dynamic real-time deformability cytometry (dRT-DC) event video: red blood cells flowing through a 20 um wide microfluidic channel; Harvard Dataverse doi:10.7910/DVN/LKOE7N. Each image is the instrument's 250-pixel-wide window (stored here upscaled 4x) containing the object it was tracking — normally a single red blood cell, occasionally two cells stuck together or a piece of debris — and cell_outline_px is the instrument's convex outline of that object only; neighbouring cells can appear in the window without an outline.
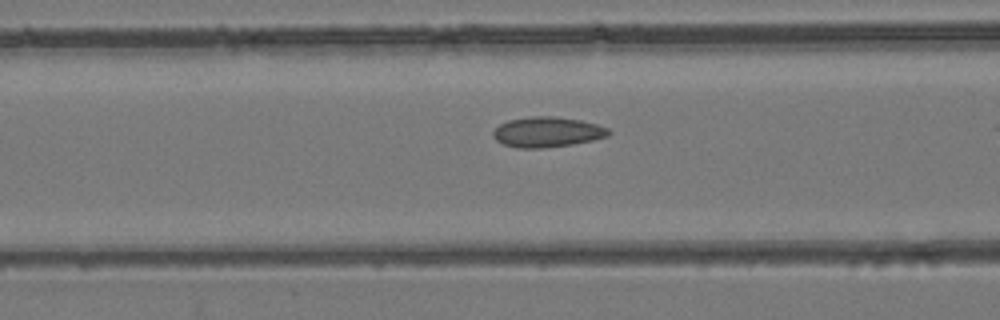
{"species": "common noctule bat (a hibernating species)", "species_latin": "Nyctalus noctula", "temperature_condition": "room temperature", "stored_images_in_passage": 31, "camera_frame_rate_fps": 3000, "um_per_image_px": 0.085, "animal": {"sex": "female", "body_mass_g": 24.6, "forearm_length_mm": 56.2}, "frame": {"image": 1, "passage_image": 13, "time_ms": 4.0, "image_size_px": [1000, 320], "cell_outline_px": [[612, 132], [608, 136], [592, 140], [572, 144], [540, 148], [516, 148], [504, 144], [496, 140], [492, 136], [492, 132], [500, 124], [508, 120], [532, 116], [552, 116], [580, 120], [596, 124], [608, 128]], "centroid_in_image_um": [46.5, 11.22], "position_along_channel_um": 120.1, "area_um2": 20.29}}
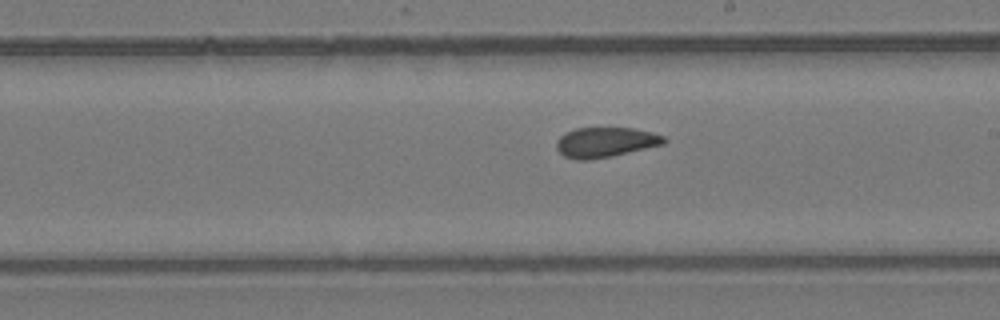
{"frame": {"image": 2, "passage_image": 21, "time_ms": 6.667, "image_size_px": [1000, 320], "cell_outline_px": [[668, 140], [664, 144], [612, 156], [588, 160], [576, 160], [564, 156], [556, 148], [556, 140], [564, 132], [576, 128], [632, 128], [652, 132], [664, 136]], "centroid_in_image_um": [51.44, 12.09], "position_along_channel_um": 237.6, "area_um2": 18.9}}
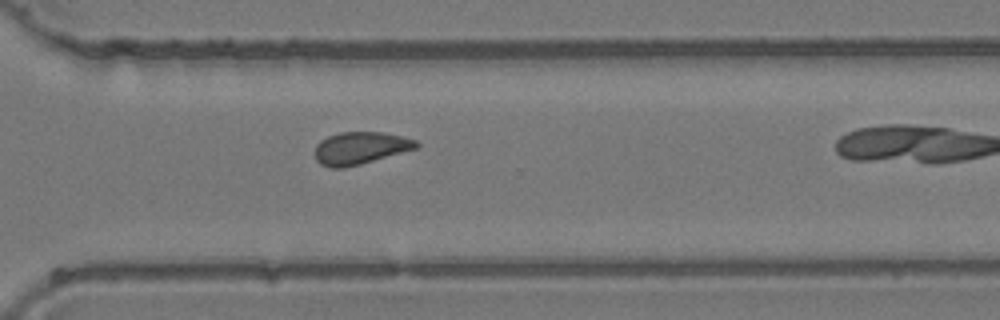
{"frame": {"image": 3, "passage_image": 28, "time_ms": 9.0, "image_size_px": [1000, 320], "cell_outline_px": [[420, 144], [416, 148], [360, 164], [344, 168], [332, 168], [320, 164], [316, 160], [316, 144], [320, 140], [328, 136], [340, 132], [380, 132], [400, 136], [416, 140]], "centroid_in_image_um": [30.59, 12.58], "position_along_channel_um": 340.0, "area_um2": 18.9}}